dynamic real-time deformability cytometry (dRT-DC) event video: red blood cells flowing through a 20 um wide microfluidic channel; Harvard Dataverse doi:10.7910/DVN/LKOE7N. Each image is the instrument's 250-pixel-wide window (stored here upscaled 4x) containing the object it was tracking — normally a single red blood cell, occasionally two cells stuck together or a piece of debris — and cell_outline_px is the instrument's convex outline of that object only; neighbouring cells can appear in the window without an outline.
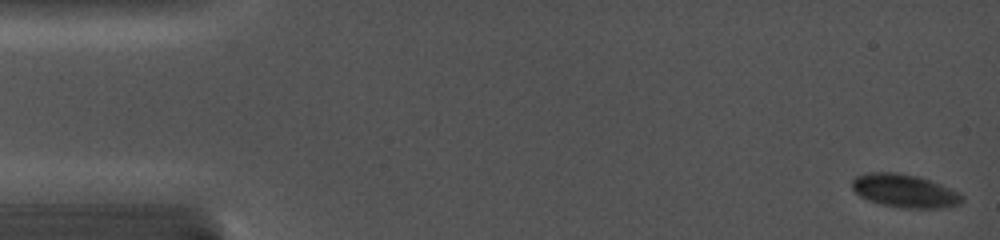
{"species": "common noctule bat (a hibernating species)", "species_latin": "Nyctalus noctula", "temperature_condition": "cold", "stored_images_in_passage": 37, "camera_frame_rate_fps": 5000, "um_per_image_px": 0.085, "animal": {"sex": "female", "body_mass_g": 19.0, "forearm_length_mm": 56.7}, "frame": {"image": 1, "passage_image": 1, "time_ms": 0.0, "image_size_px": [1000, 240], "cell_outline_px": [[964, 200], [960, 204], [940, 208], [900, 208], [880, 204], [868, 200], [860, 196], [852, 188], [852, 180], [856, 176], [872, 172], [896, 172], [916, 176], [940, 184], [964, 196]], "centroid_in_image_um": [76.87, 16.23], "position_along_channel_um": 8.1, "area_um2": 21.15}}
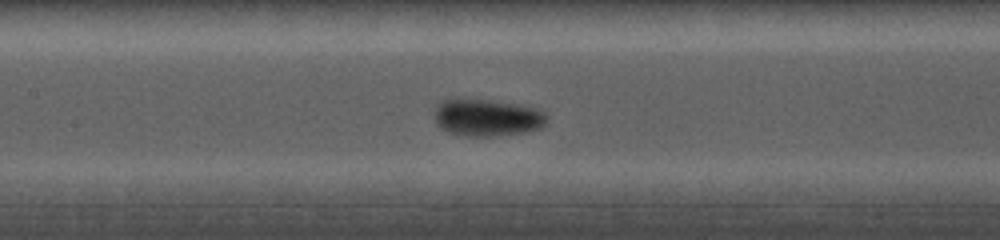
{"frame": {"image": 2, "passage_image": 19, "time_ms": 7.4, "image_size_px": [1000, 240], "cell_outline_px": [[548, 120], [540, 128], [524, 132], [488, 136], [468, 136], [448, 132], [440, 128], [436, 124], [436, 104], [452, 96], [460, 96], [524, 104], [536, 108], [544, 112], [548, 116]], "centroid_in_image_um": [41.38, 9.94], "position_along_channel_um": 166.0, "area_um2": 25.03}}
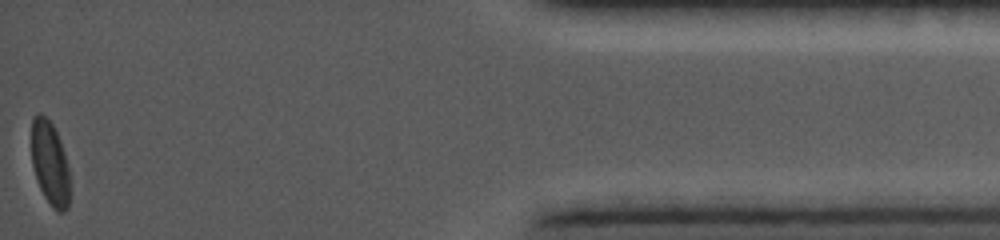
{"frame": {"image": 3, "passage_image": 37, "time_ms": 15.6, "image_size_px": [1000, 240], "cell_outline_px": [[68, 208], [64, 212], [56, 212], [52, 208], [44, 196], [36, 180], [32, 164], [32, 116], [36, 112], [40, 112], [52, 124], [60, 140], [64, 152], [68, 168]], "centroid_in_image_um": [4.22, 13.87], "position_along_channel_um": 431.0, "area_um2": 18.67}}